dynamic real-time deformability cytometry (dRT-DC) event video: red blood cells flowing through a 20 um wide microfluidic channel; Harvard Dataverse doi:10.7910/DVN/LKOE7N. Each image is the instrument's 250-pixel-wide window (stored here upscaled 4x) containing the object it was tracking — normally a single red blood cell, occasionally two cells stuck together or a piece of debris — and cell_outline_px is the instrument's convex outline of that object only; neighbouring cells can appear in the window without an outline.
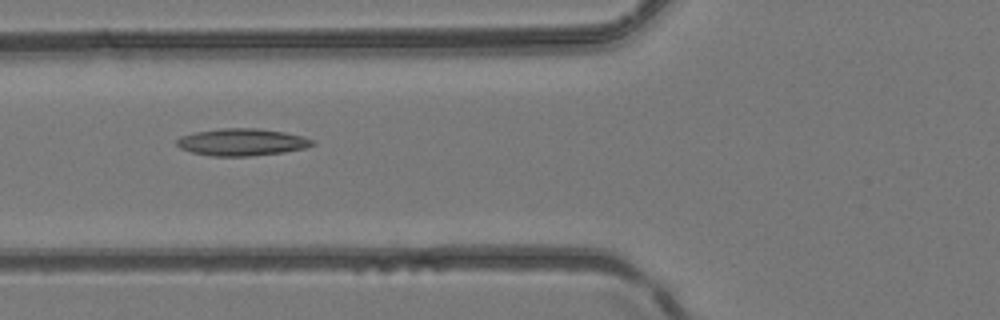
{"species": "common noctule bat (a hibernating species)", "species_latin": "Nyctalus noctula", "temperature_condition": "room temperature", "stored_images_in_passage": 5, "camera_frame_rate_fps": 3000, "um_per_image_px": 0.085, "animal": {"sex": "female", "body_mass_g": 24.6, "forearm_length_mm": 56.2}, "frame": {"image": 1, "passage_image": 5, "time_ms": 1.333, "image_size_px": [1000, 320], "cell_outline_px": [[316, 144], [304, 148], [284, 152], [252, 156], [212, 156], [192, 152], [180, 148], [176, 144], [176, 140], [180, 136], [196, 132], [220, 128], [256, 128], [284, 132], [300, 136], [312, 140]], "centroid_in_image_um": [20.53, 12.08], "position_along_channel_um": 105.3, "area_um2": 21.33}}